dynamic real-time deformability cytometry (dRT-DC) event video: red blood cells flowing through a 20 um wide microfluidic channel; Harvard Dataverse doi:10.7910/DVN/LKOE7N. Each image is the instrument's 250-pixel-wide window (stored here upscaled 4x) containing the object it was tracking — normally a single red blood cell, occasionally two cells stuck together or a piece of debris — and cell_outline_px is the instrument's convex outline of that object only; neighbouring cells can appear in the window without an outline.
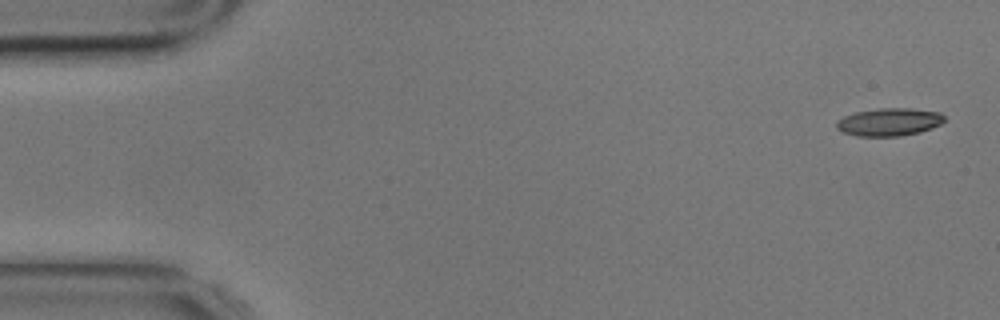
{"species": "common noctule bat (a hibernating species)", "species_latin": "Nyctalus noctula", "temperature_condition": "cold", "stored_images_in_passage": 7, "camera_frame_rate_fps": 3000, "um_per_image_px": 0.085, "animal": {"sex": "male", "body_mass_g": 17.9}, "frame": {"image": 1, "passage_image": 1, "time_ms": 0.0, "image_size_px": [1000, 320], "cell_outline_px": [[944, 120], [940, 124], [932, 128], [920, 132], [900, 136], [856, 136], [844, 132], [836, 128], [836, 120], [844, 116], [856, 112], [880, 108], [912, 108], [940, 112], [944, 116]], "centroid_in_image_um": [75.58, 10.36], "position_along_channel_um": 9.4, "area_um2": 17.51}}